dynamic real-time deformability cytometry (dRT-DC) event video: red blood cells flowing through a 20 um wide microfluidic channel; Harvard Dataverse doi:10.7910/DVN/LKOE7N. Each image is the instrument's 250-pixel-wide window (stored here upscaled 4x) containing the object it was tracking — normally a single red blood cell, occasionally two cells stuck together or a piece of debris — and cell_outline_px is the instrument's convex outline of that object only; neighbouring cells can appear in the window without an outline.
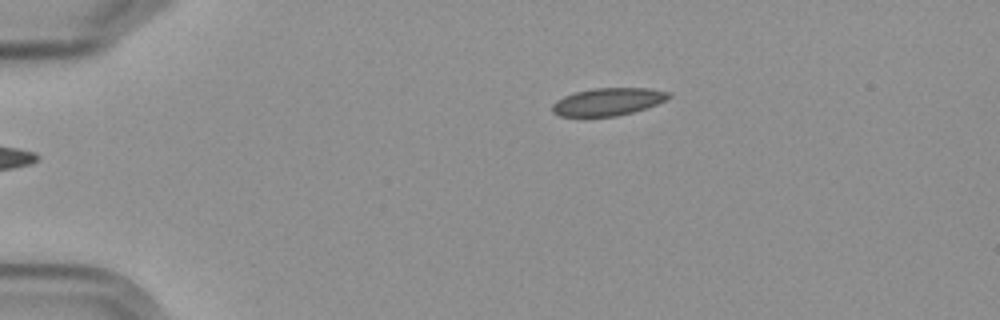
{"species": "Egyptian fruit bat (a non-hibernating species)", "species_latin": "Rousettus aegyptiacus", "temperature_condition": "cold", "stored_images_in_passage": 3, "camera_frame_rate_fps": 3000, "um_per_image_px": 0.085, "frame": {"image": 1, "passage_image": 3, "time_ms": 2.333, "image_size_px": [1000, 320], "cell_outline_px": [[672, 96], [656, 104], [632, 112], [616, 116], [560, 116], [552, 112], [552, 104], [556, 100], [564, 96], [576, 92], [592, 88], [648, 88], [672, 92]], "centroid_in_image_um": [51.67, 8.64], "position_along_channel_um": 33.3, "area_um2": 18.61}}